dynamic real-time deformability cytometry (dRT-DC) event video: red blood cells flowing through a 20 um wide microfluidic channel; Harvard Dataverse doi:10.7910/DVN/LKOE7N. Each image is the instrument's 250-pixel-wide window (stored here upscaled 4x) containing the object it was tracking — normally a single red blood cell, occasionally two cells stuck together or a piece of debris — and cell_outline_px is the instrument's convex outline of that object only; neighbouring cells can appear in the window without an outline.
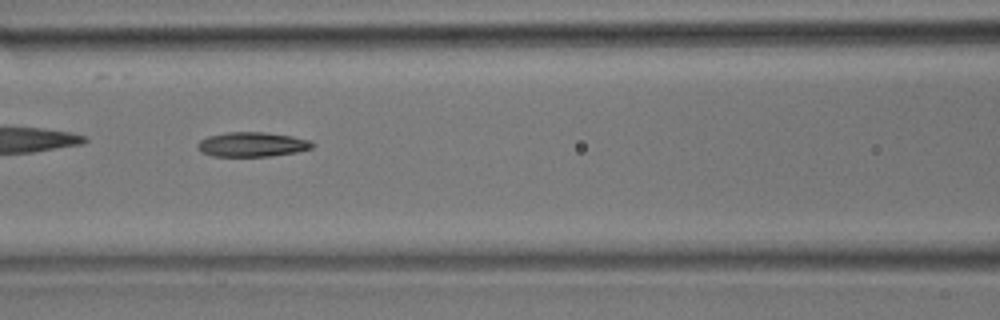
{"species": "common noctule bat (a hibernating species)", "species_latin": "Nyctalus noctula", "temperature_condition": "room temperature", "stored_images_in_passage": 21, "camera_frame_rate_fps": 3000, "um_per_image_px": 0.085, "animal": {"sex": "male", "body_mass_g": 17.9}, "frame": {"image": 1, "passage_image": 9, "time_ms": 2.667, "image_size_px": [1000, 320], "cell_outline_px": [[316, 144], [312, 148], [296, 152], [272, 156], [212, 156], [200, 152], [196, 148], [196, 144], [200, 140], [208, 136], [228, 132], [264, 132], [292, 136], [308, 140]], "centroid_in_image_um": [21.4, 12.28], "position_along_channel_um": 145.2, "area_um2": 16.53}}